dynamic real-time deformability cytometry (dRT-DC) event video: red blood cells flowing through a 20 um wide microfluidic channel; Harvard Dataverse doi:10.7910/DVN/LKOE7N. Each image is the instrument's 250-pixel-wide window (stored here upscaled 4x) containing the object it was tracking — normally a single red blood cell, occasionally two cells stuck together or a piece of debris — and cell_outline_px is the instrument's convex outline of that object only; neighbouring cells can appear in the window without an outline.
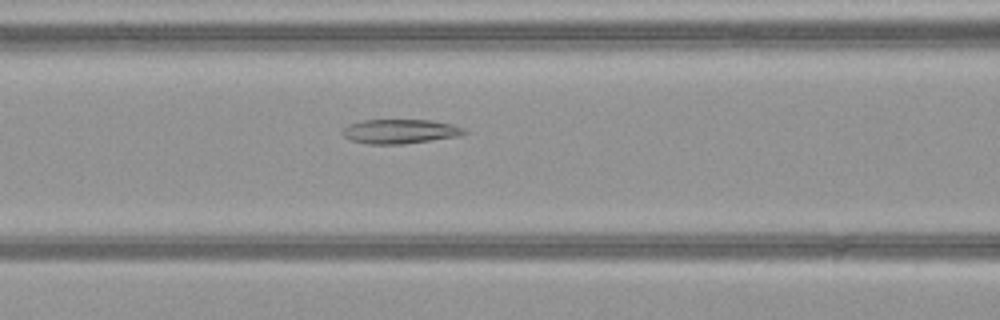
{"species": "common noctule bat (a hibernating species)", "species_latin": "Nyctalus noctula", "temperature_condition": "warm", "stored_images_in_passage": 52, "camera_frame_rate_fps": 3000, "um_per_image_px": 0.085, "animal": {"sex": "female", "body_mass_g": 21.9}, "frame": {"image": 1, "passage_image": 23, "time_ms": 7.333, "image_size_px": [1000, 320], "cell_outline_px": [[468, 132], [460, 136], [404, 144], [368, 144], [352, 140], [344, 136], [340, 132], [348, 124], [364, 120], [432, 120], [452, 124], [464, 128]], "centroid_in_image_um": [34.02, 11.17], "position_along_channel_um": 132.6, "area_um2": 17.34}}
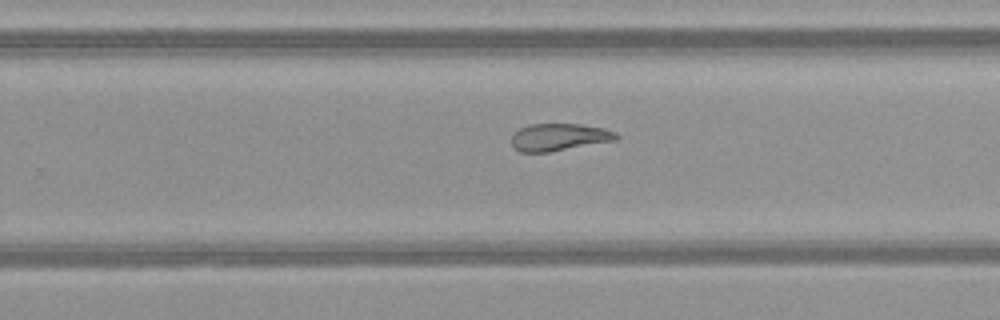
{"frame": {"image": 2, "passage_image": 34, "time_ms": 11.0, "image_size_px": [1000, 320], "cell_outline_px": [[620, 136], [616, 140], [548, 152], [520, 152], [512, 144], [512, 136], [520, 128], [528, 124], [580, 124], [604, 128], [616, 132]], "centroid_in_image_um": [47.54, 11.65], "position_along_channel_um": 282.3, "area_um2": 16.53}}
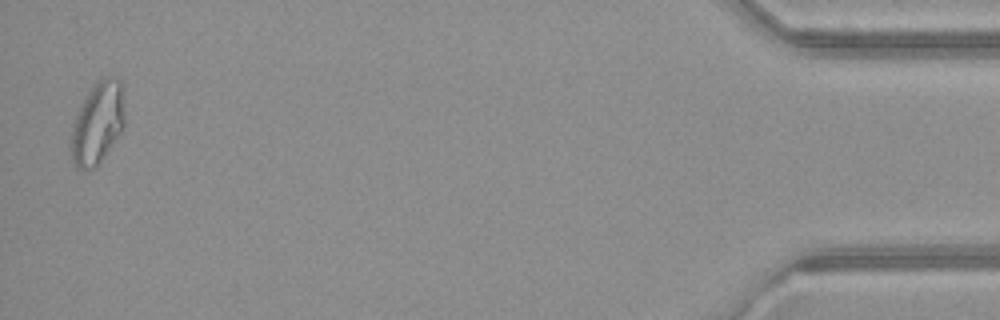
{"frame": {"image": 3, "passage_image": 51, "time_ms": 16.667, "image_size_px": [1000, 320], "cell_outline_px": [[124, 124], [120, 132], [96, 168], [76, 168], [72, 160], [72, 128], [80, 104], [84, 96], [96, 80], [104, 76], [116, 76], [124, 84]], "centroid_in_image_um": [8.33, 10.36], "position_along_channel_um": 426.9, "area_um2": 25.78}, "authors_computed_cell_mechanics": {"area_um2": 22.1952, "velocity_mm_per_s": 4.0928, "shape_relaxation_time_tau1_ms": null, "shape_relaxation_time_tau2_ms": 2.7833, "deformation_change_tau1": null, "deformation_change_tau2": 0.0847}}